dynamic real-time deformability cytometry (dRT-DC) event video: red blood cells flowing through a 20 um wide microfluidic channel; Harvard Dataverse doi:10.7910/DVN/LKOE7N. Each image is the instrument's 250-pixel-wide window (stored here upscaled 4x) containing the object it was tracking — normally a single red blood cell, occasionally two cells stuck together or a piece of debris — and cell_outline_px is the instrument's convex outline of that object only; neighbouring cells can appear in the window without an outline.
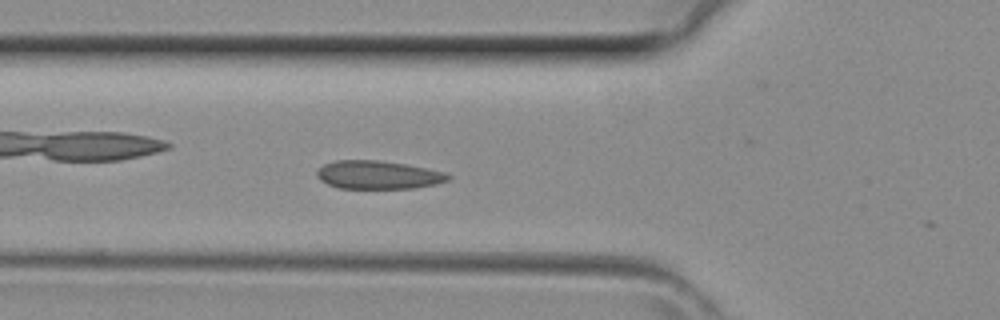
{"species": "common noctule bat (a hibernating species)", "species_latin": "Nyctalus noctula", "temperature_condition": "room temperature", "stored_images_in_passage": 5, "camera_frame_rate_fps": 3000, "um_per_image_px": 0.085, "animal": {"sex": "female", "body_mass_g": 29.2, "forearm_length_mm": 56.3}, "frame": {"image": 1, "passage_image": 4, "time_ms": 1.0, "image_size_px": [1000, 320], "cell_outline_px": [[452, 176], [448, 180], [436, 184], [416, 188], [336, 188], [320, 180], [316, 176], [316, 172], [324, 164], [336, 160], [380, 160], [408, 164], [448, 172]], "centroid_in_image_um": [32.18, 14.86], "position_along_channel_um": 93.6, "area_um2": 21.91}}